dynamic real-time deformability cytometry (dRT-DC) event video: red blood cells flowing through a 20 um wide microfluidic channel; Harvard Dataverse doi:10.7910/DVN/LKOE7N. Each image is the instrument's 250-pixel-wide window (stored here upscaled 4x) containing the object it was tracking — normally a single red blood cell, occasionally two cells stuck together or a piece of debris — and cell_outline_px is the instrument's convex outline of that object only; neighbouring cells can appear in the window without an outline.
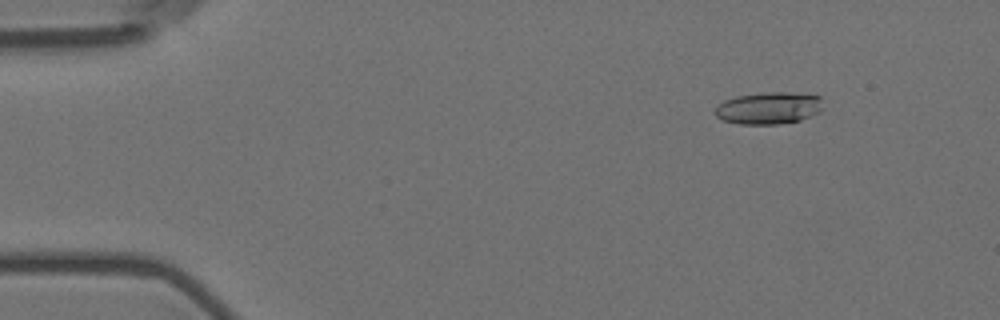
{"species": "Egyptian fruit bat (a non-hibernating species)", "species_latin": "Rousettus aegyptiacus", "temperature_condition": "room temperature", "stored_images_in_passage": 13, "camera_frame_rate_fps": 3000, "um_per_image_px": 0.085, "animal": {"sex": "female"}, "frame": {"image": 1, "passage_image": 7, "time_ms": 2.0, "image_size_px": [1000, 320], "cell_outline_px": [[820, 112], [812, 116], [800, 120], [780, 124], [740, 124], [724, 120], [716, 116], [712, 112], [724, 100], [736, 96], [764, 92], [784, 92], [820, 96]], "centroid_in_image_um": [65.31, 9.19], "position_along_channel_um": 19.7, "area_um2": 20.06}}